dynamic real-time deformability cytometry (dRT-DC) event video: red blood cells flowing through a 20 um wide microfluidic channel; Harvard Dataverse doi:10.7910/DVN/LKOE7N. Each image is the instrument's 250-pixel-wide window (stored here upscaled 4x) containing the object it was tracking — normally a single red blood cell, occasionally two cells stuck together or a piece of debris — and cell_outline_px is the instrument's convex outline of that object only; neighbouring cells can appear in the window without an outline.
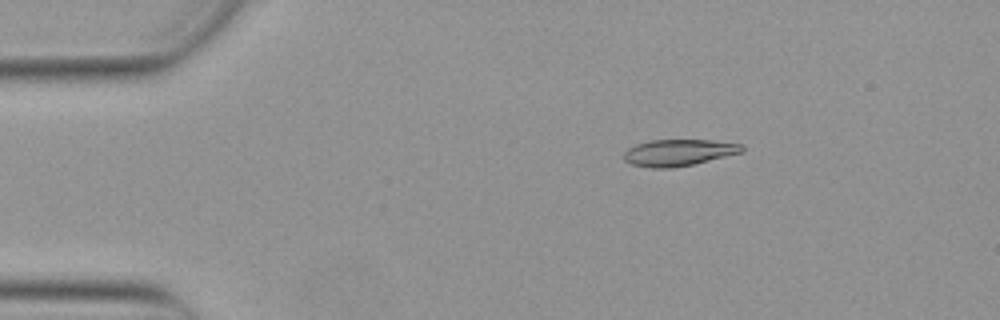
{"species": "Egyptian fruit bat (a non-hibernating species)", "species_latin": "Rousettus aegyptiacus", "temperature_condition": "warm", "stored_images_in_passage": 47, "camera_frame_rate_fps": 3000, "um_per_image_px": 0.085, "animal": {"sex": "female"}, "frame": {"image": 1, "passage_image": 5, "time_ms": 1.333, "image_size_px": [1000, 320], "cell_outline_px": [[744, 152], [692, 164], [668, 168], [652, 168], [632, 164], [624, 160], [624, 152], [628, 148], [636, 144], [648, 140], [712, 140], [744, 144]], "centroid_in_image_um": [57.7, 12.96], "position_along_channel_um": 27.3, "area_um2": 18.26}}
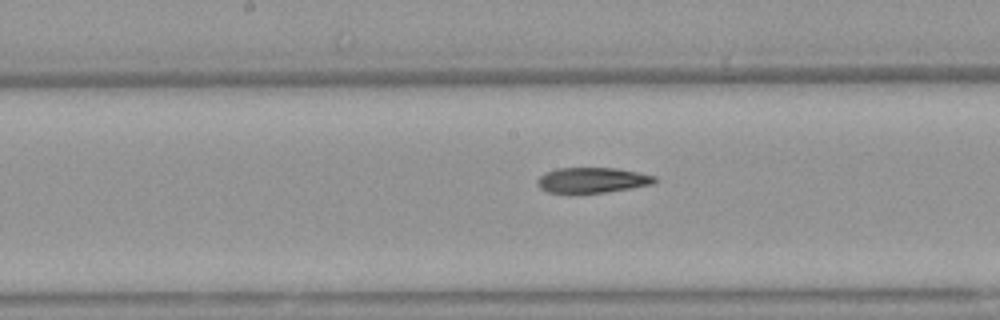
{"frame": {"image": 2, "passage_image": 23, "time_ms": 7.333, "image_size_px": [1000, 320], "cell_outline_px": [[656, 180], [652, 184], [632, 188], [604, 192], [548, 192], [540, 188], [536, 184], [536, 180], [544, 172], [556, 168], [616, 168], [640, 172], [656, 176]], "centroid_in_image_um": [50.33, 15.29], "position_along_channel_um": 197.9, "area_um2": 17.28}}
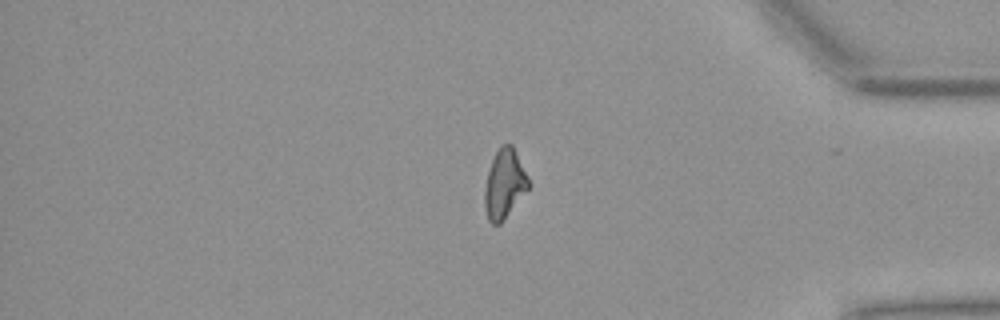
{"frame": {"image": 3, "passage_image": 40, "time_ms": 13.0, "image_size_px": [1000, 320], "cell_outline_px": [[528, 188], [500, 224], [492, 224], [488, 220], [484, 208], [484, 188], [488, 172], [492, 160], [496, 152], [504, 144], [512, 144], [528, 176]], "centroid_in_image_um": [42.85, 15.65], "position_along_channel_um": 392.4, "area_um2": 17.34}}